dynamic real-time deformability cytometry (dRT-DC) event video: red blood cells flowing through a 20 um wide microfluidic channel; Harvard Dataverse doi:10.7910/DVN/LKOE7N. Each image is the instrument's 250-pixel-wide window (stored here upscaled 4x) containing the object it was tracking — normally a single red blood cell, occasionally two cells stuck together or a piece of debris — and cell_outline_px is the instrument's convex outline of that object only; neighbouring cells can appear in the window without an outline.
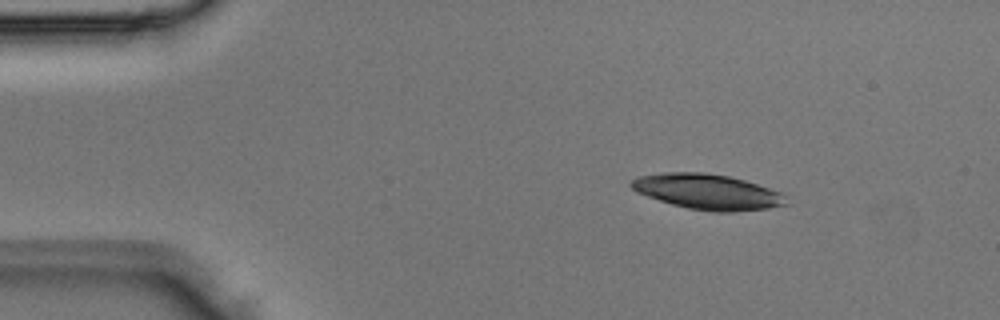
{"species": "Egyptian fruit bat (a non-hibernating species)", "species_latin": "Rousettus aegyptiacus", "temperature_condition": "room temperature", "stored_images_in_passage": 2, "camera_frame_rate_fps": 3000, "um_per_image_px": 0.085, "animal": {"sex": "male"}, "frame": {"image": 1, "passage_image": 1, "time_ms": 0.0, "image_size_px": [1000, 320], "cell_outline_px": [[788, 204], [768, 208], [732, 212], [712, 212], [688, 208], [672, 204], [636, 192], [628, 184], [632, 180], [640, 176], [660, 172], [704, 172], [728, 176], [744, 180], [784, 192]], "centroid_in_image_um": [60.16, 16.29], "position_along_channel_um": 24.8, "area_um2": 32.02}}